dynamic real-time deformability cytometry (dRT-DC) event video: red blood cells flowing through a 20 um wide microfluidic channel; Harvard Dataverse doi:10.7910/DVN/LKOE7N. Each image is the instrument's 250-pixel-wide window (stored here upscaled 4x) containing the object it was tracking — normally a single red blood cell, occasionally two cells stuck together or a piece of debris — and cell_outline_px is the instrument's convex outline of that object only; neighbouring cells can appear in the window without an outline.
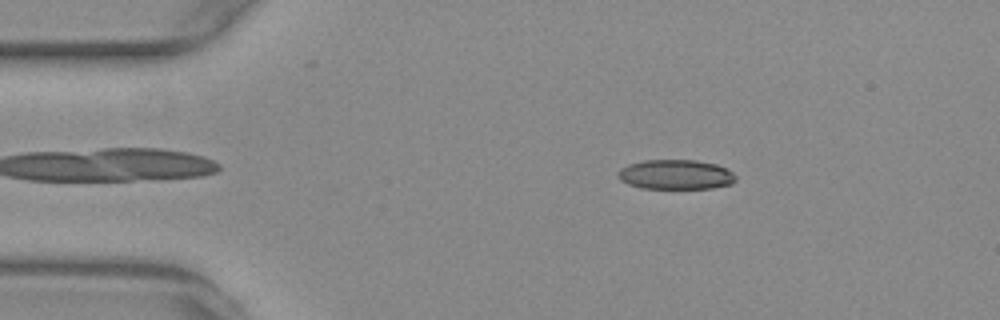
{"species": "common noctule bat (a hibernating species)", "species_latin": "Nyctalus noctula", "temperature_condition": "warm", "stored_images_in_passage": 51, "camera_frame_rate_fps": 3000, "um_per_image_px": 0.085, "animal": {"sex": "female", "body_mass_g": 29.2, "forearm_length_mm": 56.3}, "frame": {"image": 1, "passage_image": 6, "time_ms": 1.667, "image_size_px": [1000, 320], "cell_outline_px": [[736, 180], [732, 184], [712, 188], [640, 188], [628, 184], [620, 180], [616, 176], [616, 172], [620, 168], [628, 164], [644, 160], [696, 160], [716, 164], [732, 172], [736, 176]], "centroid_in_image_um": [57.4, 14.83], "position_along_channel_um": 27.6, "area_um2": 20.52}}
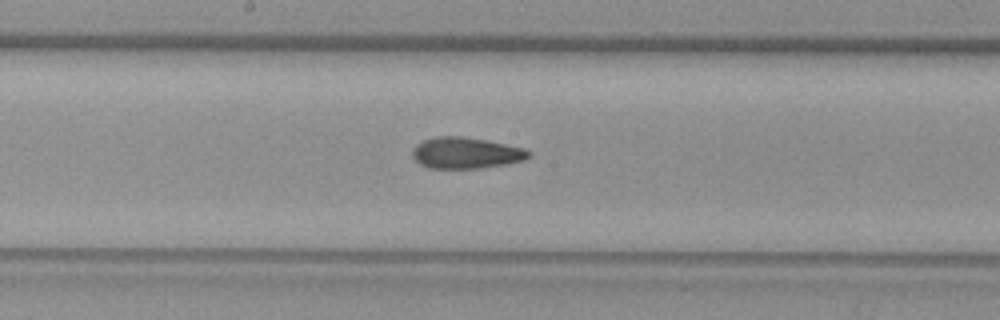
{"frame": {"image": 2, "passage_image": 25, "time_ms": 8.0, "image_size_px": [1000, 320], "cell_outline_px": [[532, 156], [524, 160], [504, 164], [480, 168], [428, 168], [420, 164], [412, 156], [412, 148], [416, 144], [424, 140], [436, 136], [460, 136], [484, 140], [524, 148], [532, 152]], "centroid_in_image_um": [39.59, 13.0], "position_along_channel_um": 208.6, "area_um2": 21.1}}
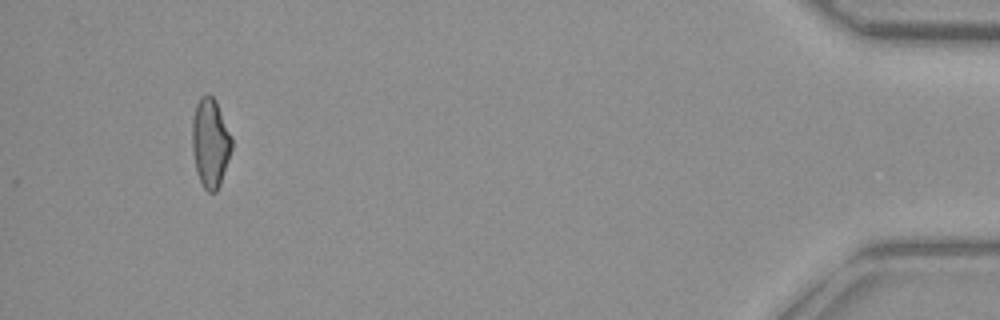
{"frame": {"image": 3, "passage_image": 48, "time_ms": 15.667, "image_size_px": [1000, 320], "cell_outline_px": [[232, 148], [220, 184], [216, 192], [208, 192], [204, 188], [196, 172], [192, 152], [192, 120], [196, 104], [200, 96], [208, 92], [216, 100], [232, 136]], "centroid_in_image_um": [17.87, 12.1], "position_along_channel_um": 417.3, "area_um2": 20.75}, "authors_computed_cell_mechanics": {"area_um2": 20.9814, "velocity_mm_per_s": 3.7525, "shape_relaxation_time_tau1_ms": null, "shape_relaxation_time_tau2_ms": 2.3376, "deformation_change_tau1": null, "deformation_change_tau2": 0.0986}}